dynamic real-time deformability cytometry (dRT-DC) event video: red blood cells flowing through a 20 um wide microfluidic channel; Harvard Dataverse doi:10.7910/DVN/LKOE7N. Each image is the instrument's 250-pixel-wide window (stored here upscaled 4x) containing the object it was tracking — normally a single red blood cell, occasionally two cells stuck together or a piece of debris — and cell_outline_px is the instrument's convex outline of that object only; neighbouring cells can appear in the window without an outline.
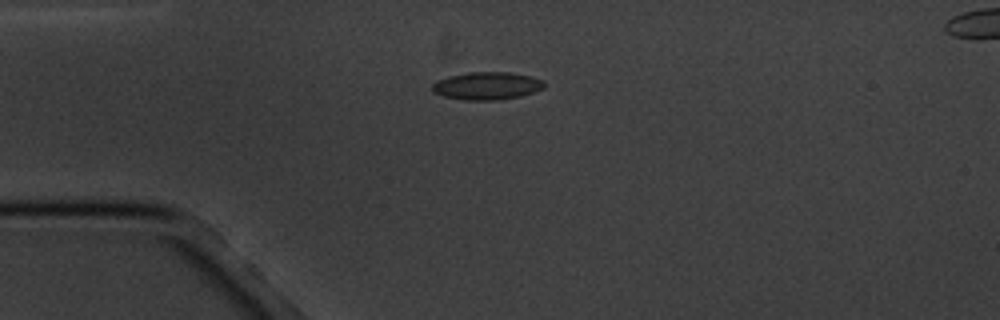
{"species": "common noctule bat (a hibernating species)", "species_latin": "Nyctalus noctula", "temperature_condition": "cold", "stored_images_in_passage": 13, "camera_frame_rate_fps": 3000, "um_per_image_px": 0.085, "animal": {"sex": "male", "body_mass_g": 20.1, "forearm_length_mm": 53.5}, "frame": {"image": 1, "passage_image": 1, "time_ms": 0.0, "image_size_px": [1000, 320], "cell_outline_px": [[544, 88], [520, 96], [496, 100], [464, 100], [444, 96], [432, 92], [432, 84], [436, 80], [448, 76], [468, 72], [508, 72], [528, 76], [544, 80]], "centroid_in_image_um": [41.34, 7.29], "position_along_channel_um": 43.7, "area_um2": 18.03}}
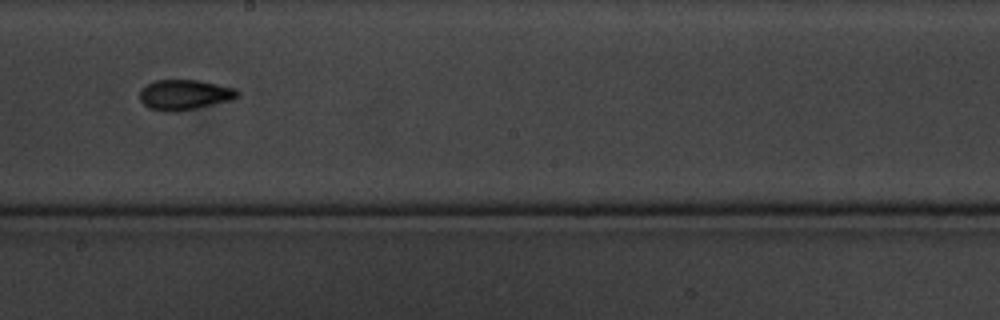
{"frame": {"image": 2, "passage_image": 6, "time_ms": 6.0, "image_size_px": [1000, 320], "cell_outline_px": [[240, 96], [232, 100], [196, 108], [176, 112], [164, 112], [148, 108], [140, 100], [140, 92], [148, 84], [156, 80], [200, 80], [236, 88], [240, 92]], "centroid_in_image_um": [15.73, 8.06], "position_along_channel_um": 232.5, "area_um2": 17.34}}
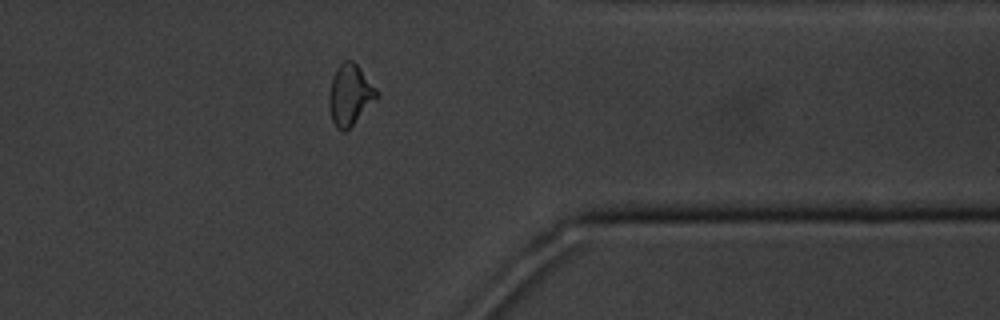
{"frame": {"image": 3, "passage_image": 10, "time_ms": 10.667, "image_size_px": [1000, 320], "cell_outline_px": [[380, 96], [344, 132], [340, 132], [336, 128], [332, 120], [328, 100], [328, 96], [332, 76], [336, 68], [344, 60], [352, 60], [360, 68], [380, 92]], "centroid_in_image_um": [29.75, 8.05], "position_along_channel_um": 381.7, "area_um2": 16.99}, "authors_computed_cell_mechanics": {"area_um2": 16.6464, "velocity_mm_per_s": 3.4217, "shape_relaxation_time_tau1_ms": 5.8294, "shape_relaxation_time_tau2_ms": 2.4451, "deformation_change_tau1": 0.1418, "deformation_change_tau2": 0.072}}